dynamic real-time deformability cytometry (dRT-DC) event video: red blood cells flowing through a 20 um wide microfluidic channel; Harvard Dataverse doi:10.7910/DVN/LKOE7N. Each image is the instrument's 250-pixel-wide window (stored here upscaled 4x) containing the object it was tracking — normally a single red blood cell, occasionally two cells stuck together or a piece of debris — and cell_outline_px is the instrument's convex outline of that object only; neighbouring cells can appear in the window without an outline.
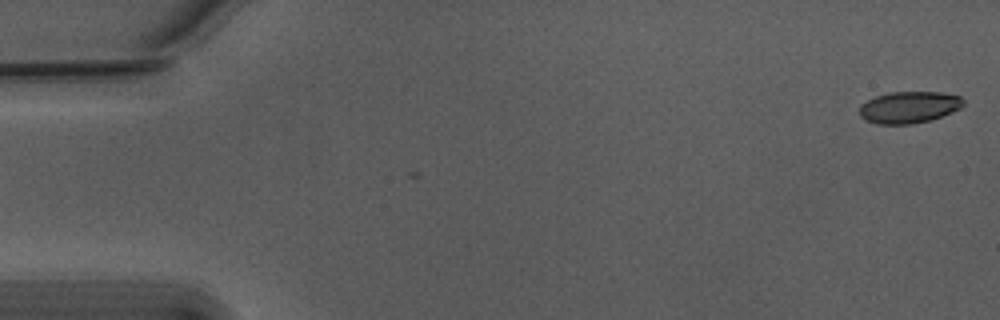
{"species": "Egyptian fruit bat (a non-hibernating species)", "species_latin": "Rousettus aegyptiacus", "temperature_condition": "warm", "stored_images_in_passage": 4, "camera_frame_rate_fps": 3000, "um_per_image_px": 0.085, "animal": {"sex": "male"}, "frame": {"image": 1, "passage_image": 1, "time_ms": 0.0, "image_size_px": [1000, 320], "cell_outline_px": [[964, 104], [960, 108], [940, 116], [928, 120], [912, 124], [880, 124], [864, 120], [860, 116], [860, 104], [876, 96], [892, 92], [940, 92], [960, 96], [964, 100]], "centroid_in_image_um": [77.25, 9.11], "position_along_channel_um": 7.8, "area_um2": 19.02}}